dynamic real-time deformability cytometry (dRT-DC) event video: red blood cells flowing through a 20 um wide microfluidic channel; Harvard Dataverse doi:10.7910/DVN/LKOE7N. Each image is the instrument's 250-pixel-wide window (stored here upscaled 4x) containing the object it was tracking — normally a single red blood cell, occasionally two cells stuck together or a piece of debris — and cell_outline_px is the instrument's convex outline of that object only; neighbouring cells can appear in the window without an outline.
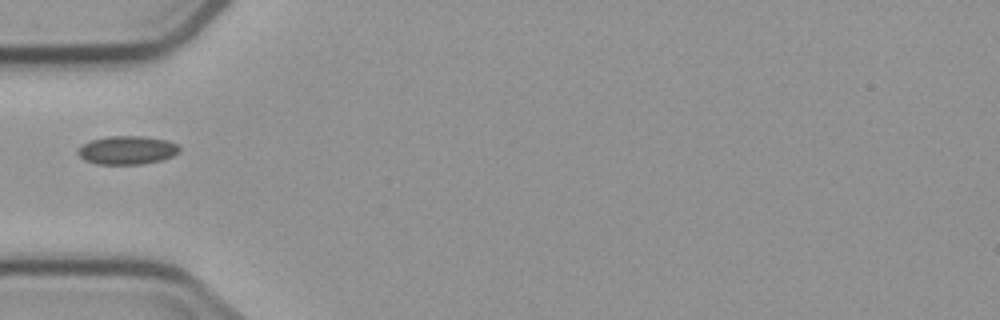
{"species": "common noctule bat (a hibernating species)", "species_latin": "Nyctalus noctula", "temperature_condition": "cold", "stored_images_in_passage": 1, "camera_frame_rate_fps": 3000, "um_per_image_px": 0.085, "animal": {"sex": "male", "body_mass_g": 23.1, "forearm_length_mm": 52.7}, "frame": {"image": 1, "passage_image": 1, "time_ms": 0.0, "image_size_px": [1000, 320], "cell_outline_px": [[180, 152], [172, 156], [160, 160], [144, 164], [96, 164], [84, 160], [76, 152], [88, 140], [108, 136], [144, 136], [168, 140], [176, 144], [180, 148]], "centroid_in_image_um": [10.8, 12.76], "position_along_channel_um": 74.2, "area_um2": 16.94}}